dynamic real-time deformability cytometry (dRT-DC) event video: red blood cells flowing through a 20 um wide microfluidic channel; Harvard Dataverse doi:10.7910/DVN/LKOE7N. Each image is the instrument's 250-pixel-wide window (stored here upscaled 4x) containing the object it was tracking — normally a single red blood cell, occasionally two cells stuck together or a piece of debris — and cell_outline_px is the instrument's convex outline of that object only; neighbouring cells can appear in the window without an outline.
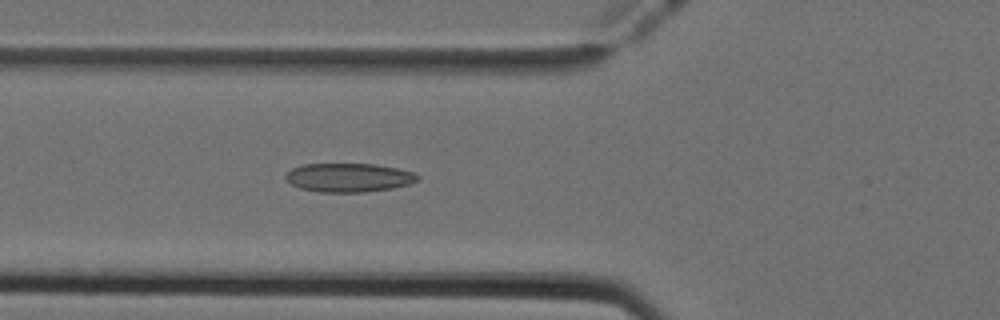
{"species": "Egyptian fruit bat (a non-hibernating species)", "species_latin": "Rousettus aegyptiacus", "temperature_condition": "cold", "stored_images_in_passage": 50, "camera_frame_rate_fps": 3000, "um_per_image_px": 0.085, "animal": {"sex": "female"}, "frame": {"image": 1, "passage_image": 18, "time_ms": 5.667, "image_size_px": [1000, 320], "cell_outline_px": [[420, 180], [412, 184], [392, 188], [364, 192], [320, 192], [300, 188], [292, 184], [284, 176], [292, 168], [304, 164], [376, 164], [396, 168], [412, 172], [420, 176]], "centroid_in_image_um": [29.68, 15.09], "position_along_channel_um": 96.1, "area_um2": 22.14}}
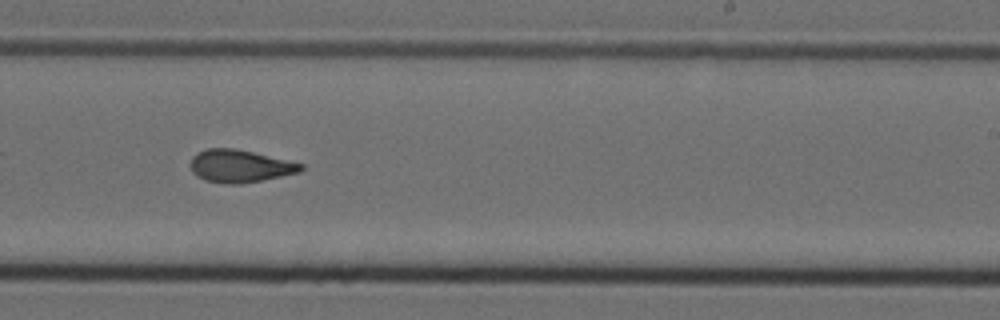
{"frame": {"image": 2, "passage_image": 31, "time_ms": 10.0, "image_size_px": [1000, 320], "cell_outline_px": [[304, 168], [300, 172], [240, 184], [224, 184], [204, 180], [196, 176], [192, 172], [188, 164], [192, 156], [196, 152], [208, 148], [236, 148], [304, 164]], "centroid_in_image_um": [20.32, 14.11], "position_along_channel_um": 268.7, "area_um2": 21.15}}
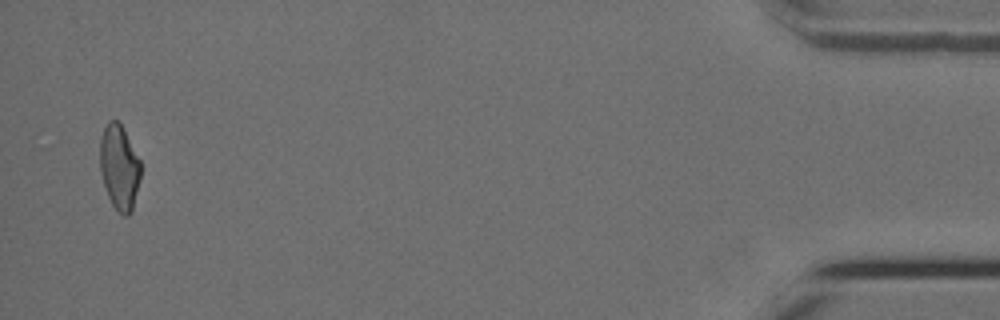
{"frame": {"image": 3, "passage_image": 49, "time_ms": 16.0, "image_size_px": [1000, 320], "cell_outline_px": [[140, 176], [132, 212], [128, 216], [124, 216], [112, 204], [108, 196], [104, 184], [100, 168], [100, 140], [104, 128], [108, 120], [116, 120], [120, 124], [140, 160]], "centroid_in_image_um": [10.13, 14.23], "position_along_channel_um": 425.1, "area_um2": 19.77}, "authors_computed_cell_mechanics": {"area_um2": 21.1837, "velocity_mm_per_s": 3.9765, "shape_relaxation_time_tau1_ms": null, "shape_relaxation_time_tau2_ms": 2.1964, "deformation_change_tau1": null, "deformation_change_tau2": 0.0886}}